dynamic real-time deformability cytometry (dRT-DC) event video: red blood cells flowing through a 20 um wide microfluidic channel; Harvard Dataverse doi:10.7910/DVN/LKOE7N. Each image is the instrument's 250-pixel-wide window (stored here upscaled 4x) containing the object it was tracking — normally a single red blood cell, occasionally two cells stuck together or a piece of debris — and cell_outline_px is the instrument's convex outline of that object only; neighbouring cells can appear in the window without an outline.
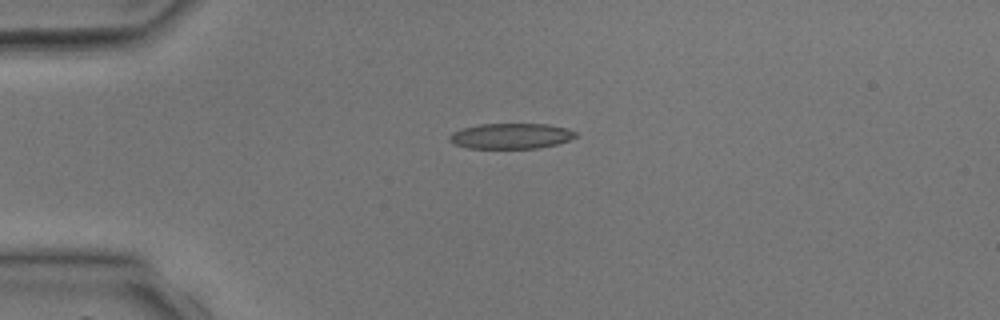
{"species": "common noctule bat (a hibernating species)", "species_latin": "Nyctalus noctula", "temperature_condition": "room temperature", "stored_images_in_passage": 2, "camera_frame_rate_fps": 3000, "um_per_image_px": 0.085, "animal": {"sex": "male", "body_mass_g": 17.9, "forearm_length_mm": 54.2}, "frame": {"image": 1, "passage_image": 1, "time_ms": 0.0, "image_size_px": [1000, 320], "cell_outline_px": [[576, 136], [568, 140], [556, 144], [536, 148], [468, 148], [452, 144], [448, 140], [448, 136], [452, 132], [464, 128], [480, 124], [548, 124], [568, 128], [576, 132]], "centroid_in_image_um": [43.4, 11.56], "position_along_channel_um": 41.6, "area_um2": 18.73}}